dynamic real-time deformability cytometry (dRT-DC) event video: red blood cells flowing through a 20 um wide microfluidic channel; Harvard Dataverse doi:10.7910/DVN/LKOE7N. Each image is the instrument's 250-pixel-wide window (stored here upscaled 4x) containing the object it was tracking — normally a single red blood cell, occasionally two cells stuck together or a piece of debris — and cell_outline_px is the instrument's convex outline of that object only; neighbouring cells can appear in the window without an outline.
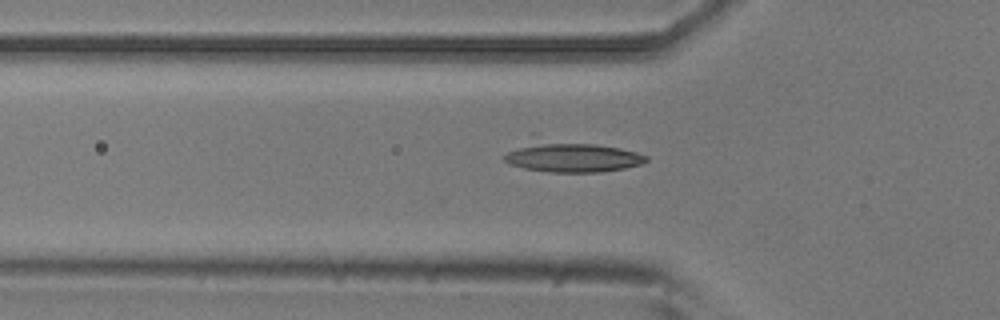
{"species": "common noctule bat (a hibernating species)", "species_latin": "Nyctalus noctula", "temperature_condition": "room temperature", "stored_images_in_passage": 5, "camera_frame_rate_fps": 3000, "um_per_image_px": 0.085, "animal": {"sex": "male", "body_mass_g": 20.5, "forearm_length_mm": 52.5}, "frame": {"image": 1, "passage_image": 5, "time_ms": 1.333, "image_size_px": [1000, 320], "cell_outline_px": [[648, 160], [640, 164], [624, 168], [600, 172], [548, 172], [524, 168], [508, 164], [500, 156], [508, 152], [520, 148], [544, 144], [592, 144], [620, 148], [636, 152], [648, 156]], "centroid_in_image_um": [48.73, 13.43], "position_along_channel_um": 77.1, "area_um2": 23.18}}